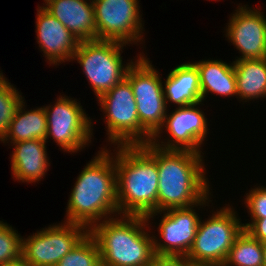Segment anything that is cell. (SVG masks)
<instances>
[{
  "label": "cell",
  "instance_id": "18",
  "mask_svg": "<svg viewBox=\"0 0 266 266\" xmlns=\"http://www.w3.org/2000/svg\"><path fill=\"white\" fill-rule=\"evenodd\" d=\"M164 80L162 85L167 108L169 103L181 107L202 101L199 72L191 61L176 66Z\"/></svg>",
  "mask_w": 266,
  "mask_h": 266
},
{
  "label": "cell",
  "instance_id": "15",
  "mask_svg": "<svg viewBox=\"0 0 266 266\" xmlns=\"http://www.w3.org/2000/svg\"><path fill=\"white\" fill-rule=\"evenodd\" d=\"M36 42L49 65L59 66L71 59L79 45L78 39L42 5L37 6Z\"/></svg>",
  "mask_w": 266,
  "mask_h": 266
},
{
  "label": "cell",
  "instance_id": "1",
  "mask_svg": "<svg viewBox=\"0 0 266 266\" xmlns=\"http://www.w3.org/2000/svg\"><path fill=\"white\" fill-rule=\"evenodd\" d=\"M100 148L80 172L67 202L65 222L85 226L119 215L114 150ZM66 219V220H65Z\"/></svg>",
  "mask_w": 266,
  "mask_h": 266
},
{
  "label": "cell",
  "instance_id": "11",
  "mask_svg": "<svg viewBox=\"0 0 266 266\" xmlns=\"http://www.w3.org/2000/svg\"><path fill=\"white\" fill-rule=\"evenodd\" d=\"M203 105L205 104L201 101L176 107L171 112L168 109L162 126L152 136L150 143L165 150H188L205 154L202 148L210 128L208 129L209 122L200 108ZM162 133L167 134L163 140Z\"/></svg>",
  "mask_w": 266,
  "mask_h": 266
},
{
  "label": "cell",
  "instance_id": "27",
  "mask_svg": "<svg viewBox=\"0 0 266 266\" xmlns=\"http://www.w3.org/2000/svg\"><path fill=\"white\" fill-rule=\"evenodd\" d=\"M249 221L243 223L244 230L260 243H266V218L250 219Z\"/></svg>",
  "mask_w": 266,
  "mask_h": 266
},
{
  "label": "cell",
  "instance_id": "12",
  "mask_svg": "<svg viewBox=\"0 0 266 266\" xmlns=\"http://www.w3.org/2000/svg\"><path fill=\"white\" fill-rule=\"evenodd\" d=\"M139 1L92 0L97 40L116 41L128 46L145 43L144 18Z\"/></svg>",
  "mask_w": 266,
  "mask_h": 266
},
{
  "label": "cell",
  "instance_id": "22",
  "mask_svg": "<svg viewBox=\"0 0 266 266\" xmlns=\"http://www.w3.org/2000/svg\"><path fill=\"white\" fill-rule=\"evenodd\" d=\"M224 266H264L262 243L245 230L229 250Z\"/></svg>",
  "mask_w": 266,
  "mask_h": 266
},
{
  "label": "cell",
  "instance_id": "16",
  "mask_svg": "<svg viewBox=\"0 0 266 266\" xmlns=\"http://www.w3.org/2000/svg\"><path fill=\"white\" fill-rule=\"evenodd\" d=\"M43 5L79 42L97 40L92 0H44Z\"/></svg>",
  "mask_w": 266,
  "mask_h": 266
},
{
  "label": "cell",
  "instance_id": "8",
  "mask_svg": "<svg viewBox=\"0 0 266 266\" xmlns=\"http://www.w3.org/2000/svg\"><path fill=\"white\" fill-rule=\"evenodd\" d=\"M70 97L62 94L53 105L43 107L47 115L46 142L50 138L60 150L72 154L92 143L94 124L79 100Z\"/></svg>",
  "mask_w": 266,
  "mask_h": 266
},
{
  "label": "cell",
  "instance_id": "23",
  "mask_svg": "<svg viewBox=\"0 0 266 266\" xmlns=\"http://www.w3.org/2000/svg\"><path fill=\"white\" fill-rule=\"evenodd\" d=\"M1 70V69H0ZM25 97L0 71V140L4 137L15 113Z\"/></svg>",
  "mask_w": 266,
  "mask_h": 266
},
{
  "label": "cell",
  "instance_id": "5",
  "mask_svg": "<svg viewBox=\"0 0 266 266\" xmlns=\"http://www.w3.org/2000/svg\"><path fill=\"white\" fill-rule=\"evenodd\" d=\"M126 44L92 40L81 41L71 61H77L85 74L93 94L98 99L126 78V73L134 59L123 61Z\"/></svg>",
  "mask_w": 266,
  "mask_h": 266
},
{
  "label": "cell",
  "instance_id": "30",
  "mask_svg": "<svg viewBox=\"0 0 266 266\" xmlns=\"http://www.w3.org/2000/svg\"><path fill=\"white\" fill-rule=\"evenodd\" d=\"M262 247H263L264 266H266V243H262Z\"/></svg>",
  "mask_w": 266,
  "mask_h": 266
},
{
  "label": "cell",
  "instance_id": "29",
  "mask_svg": "<svg viewBox=\"0 0 266 266\" xmlns=\"http://www.w3.org/2000/svg\"><path fill=\"white\" fill-rule=\"evenodd\" d=\"M0 266H31L21 255L15 260L9 261L6 264L0 265Z\"/></svg>",
  "mask_w": 266,
  "mask_h": 266
},
{
  "label": "cell",
  "instance_id": "25",
  "mask_svg": "<svg viewBox=\"0 0 266 266\" xmlns=\"http://www.w3.org/2000/svg\"><path fill=\"white\" fill-rule=\"evenodd\" d=\"M22 255V236L7 222L0 220V265Z\"/></svg>",
  "mask_w": 266,
  "mask_h": 266
},
{
  "label": "cell",
  "instance_id": "28",
  "mask_svg": "<svg viewBox=\"0 0 266 266\" xmlns=\"http://www.w3.org/2000/svg\"><path fill=\"white\" fill-rule=\"evenodd\" d=\"M151 266H194L187 256L155 255Z\"/></svg>",
  "mask_w": 266,
  "mask_h": 266
},
{
  "label": "cell",
  "instance_id": "7",
  "mask_svg": "<svg viewBox=\"0 0 266 266\" xmlns=\"http://www.w3.org/2000/svg\"><path fill=\"white\" fill-rule=\"evenodd\" d=\"M231 204L212 211L199 221L196 236L187 257L194 264H224L236 238L244 230L238 212Z\"/></svg>",
  "mask_w": 266,
  "mask_h": 266
},
{
  "label": "cell",
  "instance_id": "13",
  "mask_svg": "<svg viewBox=\"0 0 266 266\" xmlns=\"http://www.w3.org/2000/svg\"><path fill=\"white\" fill-rule=\"evenodd\" d=\"M88 233L79 224L53 223L27 238L22 237V256L31 266H56Z\"/></svg>",
  "mask_w": 266,
  "mask_h": 266
},
{
  "label": "cell",
  "instance_id": "21",
  "mask_svg": "<svg viewBox=\"0 0 266 266\" xmlns=\"http://www.w3.org/2000/svg\"><path fill=\"white\" fill-rule=\"evenodd\" d=\"M237 99L250 102L266 99V58L233 61Z\"/></svg>",
  "mask_w": 266,
  "mask_h": 266
},
{
  "label": "cell",
  "instance_id": "9",
  "mask_svg": "<svg viewBox=\"0 0 266 266\" xmlns=\"http://www.w3.org/2000/svg\"><path fill=\"white\" fill-rule=\"evenodd\" d=\"M144 55L143 51L138 54L125 79L133 90L140 125L153 136L162 126L168 108L163 93V78L150 58Z\"/></svg>",
  "mask_w": 266,
  "mask_h": 266
},
{
  "label": "cell",
  "instance_id": "3",
  "mask_svg": "<svg viewBox=\"0 0 266 266\" xmlns=\"http://www.w3.org/2000/svg\"><path fill=\"white\" fill-rule=\"evenodd\" d=\"M113 148L119 215L146 217L157 212V161L141 145Z\"/></svg>",
  "mask_w": 266,
  "mask_h": 266
},
{
  "label": "cell",
  "instance_id": "6",
  "mask_svg": "<svg viewBox=\"0 0 266 266\" xmlns=\"http://www.w3.org/2000/svg\"><path fill=\"white\" fill-rule=\"evenodd\" d=\"M96 101L103 113L108 145H142L151 141L152 136L140 125L133 90L126 79Z\"/></svg>",
  "mask_w": 266,
  "mask_h": 266
},
{
  "label": "cell",
  "instance_id": "31",
  "mask_svg": "<svg viewBox=\"0 0 266 266\" xmlns=\"http://www.w3.org/2000/svg\"><path fill=\"white\" fill-rule=\"evenodd\" d=\"M194 266H224L223 264H194Z\"/></svg>",
  "mask_w": 266,
  "mask_h": 266
},
{
  "label": "cell",
  "instance_id": "10",
  "mask_svg": "<svg viewBox=\"0 0 266 266\" xmlns=\"http://www.w3.org/2000/svg\"><path fill=\"white\" fill-rule=\"evenodd\" d=\"M211 193L212 191L199 203L190 207L152 212L146 216L148 223H150L151 220L153 221L156 216H158L157 218L160 217V222L157 225V232L160 235H152L155 255L187 256L193 245L198 224L201 219L196 209L198 208V210H200L203 207L209 206L210 202L212 203L213 200H211V196H213V194Z\"/></svg>",
  "mask_w": 266,
  "mask_h": 266
},
{
  "label": "cell",
  "instance_id": "26",
  "mask_svg": "<svg viewBox=\"0 0 266 266\" xmlns=\"http://www.w3.org/2000/svg\"><path fill=\"white\" fill-rule=\"evenodd\" d=\"M251 187L248 193H245L243 197L244 204L247 209V213L250 219H262L266 218V186L263 185Z\"/></svg>",
  "mask_w": 266,
  "mask_h": 266
},
{
  "label": "cell",
  "instance_id": "17",
  "mask_svg": "<svg viewBox=\"0 0 266 266\" xmlns=\"http://www.w3.org/2000/svg\"><path fill=\"white\" fill-rule=\"evenodd\" d=\"M46 143L37 139L9 143L13 149L10 163L14 181L32 184L44 179L51 165Z\"/></svg>",
  "mask_w": 266,
  "mask_h": 266
},
{
  "label": "cell",
  "instance_id": "24",
  "mask_svg": "<svg viewBox=\"0 0 266 266\" xmlns=\"http://www.w3.org/2000/svg\"><path fill=\"white\" fill-rule=\"evenodd\" d=\"M100 264L98 244L88 233L56 266H98Z\"/></svg>",
  "mask_w": 266,
  "mask_h": 266
},
{
  "label": "cell",
  "instance_id": "20",
  "mask_svg": "<svg viewBox=\"0 0 266 266\" xmlns=\"http://www.w3.org/2000/svg\"><path fill=\"white\" fill-rule=\"evenodd\" d=\"M26 107L27 103L24 99L0 143L6 145L9 142L16 143L33 139L46 141L47 115L44 107L25 110Z\"/></svg>",
  "mask_w": 266,
  "mask_h": 266
},
{
  "label": "cell",
  "instance_id": "4",
  "mask_svg": "<svg viewBox=\"0 0 266 266\" xmlns=\"http://www.w3.org/2000/svg\"><path fill=\"white\" fill-rule=\"evenodd\" d=\"M152 223L155 222L149 224L145 216L116 215L95 224L89 234L98 244L101 263L105 266H151L155 256Z\"/></svg>",
  "mask_w": 266,
  "mask_h": 266
},
{
  "label": "cell",
  "instance_id": "14",
  "mask_svg": "<svg viewBox=\"0 0 266 266\" xmlns=\"http://www.w3.org/2000/svg\"><path fill=\"white\" fill-rule=\"evenodd\" d=\"M237 5L224 28L225 40L239 51L240 56L235 60L266 58V16L263 9Z\"/></svg>",
  "mask_w": 266,
  "mask_h": 266
},
{
  "label": "cell",
  "instance_id": "2",
  "mask_svg": "<svg viewBox=\"0 0 266 266\" xmlns=\"http://www.w3.org/2000/svg\"><path fill=\"white\" fill-rule=\"evenodd\" d=\"M141 146L157 161V212L190 207L211 192L204 154L188 150H165L150 142Z\"/></svg>",
  "mask_w": 266,
  "mask_h": 266
},
{
  "label": "cell",
  "instance_id": "19",
  "mask_svg": "<svg viewBox=\"0 0 266 266\" xmlns=\"http://www.w3.org/2000/svg\"><path fill=\"white\" fill-rule=\"evenodd\" d=\"M199 72L202 101L207 95H220L237 98V81L233 62L219 59H207L192 62Z\"/></svg>",
  "mask_w": 266,
  "mask_h": 266
}]
</instances>
